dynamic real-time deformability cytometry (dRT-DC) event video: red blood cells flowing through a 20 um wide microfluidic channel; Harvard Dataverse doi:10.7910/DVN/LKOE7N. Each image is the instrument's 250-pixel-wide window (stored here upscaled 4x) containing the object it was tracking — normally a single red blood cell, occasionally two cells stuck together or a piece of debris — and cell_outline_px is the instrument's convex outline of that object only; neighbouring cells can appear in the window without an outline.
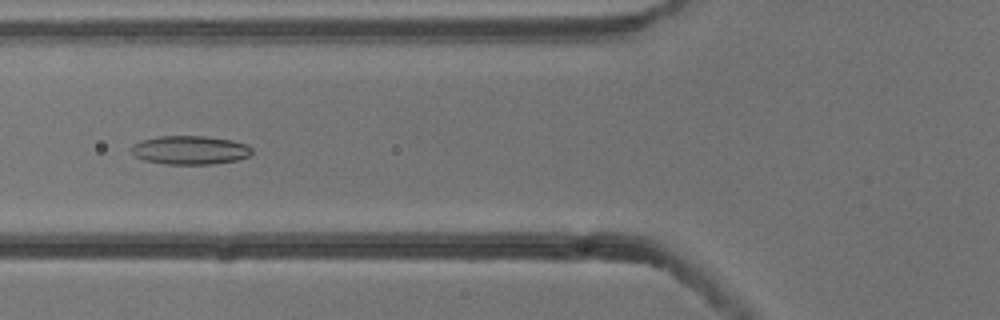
{"species": "common noctule bat (a hibernating species)", "species_latin": "Nyctalus noctula", "temperature_condition": "cold", "stored_images_in_passage": 6, "camera_frame_rate_fps": 3000, "um_per_image_px": 0.085, "animal": {"sex": "male", "body_mass_g": 13.3}, "frame": {"image": 1, "passage_image": 4, "time_ms": 1.0, "image_size_px": [1000, 320], "cell_outline_px": [[252, 152], [248, 156], [236, 160], [212, 164], [168, 164], [144, 160], [136, 156], [132, 152], [132, 144], [140, 140], [156, 136], [204, 136], [232, 140], [248, 144], [252, 148]], "centroid_in_image_um": [16.15, 12.74], "position_along_channel_um": 109.6, "area_um2": 20.17}}
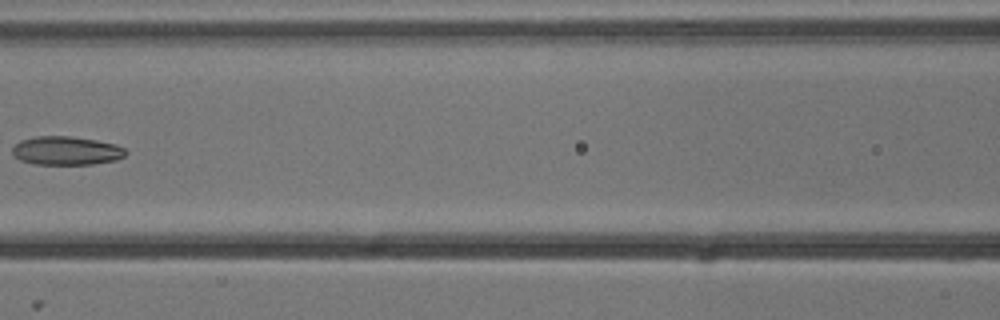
{"frame": {"image": 2, "passage_image": 5, "time_ms": 1.333, "image_size_px": [1000, 320], "cell_outline_px": [[128, 152], [124, 156], [116, 160], [92, 164], [32, 164], [20, 160], [12, 152], [12, 148], [20, 140], [36, 136], [68, 136], [96, 140], [116, 144], [124, 148]], "centroid_in_image_um": [5.64, 12.81], "position_along_channel_um": 161.0, "area_um2": 18.9}}
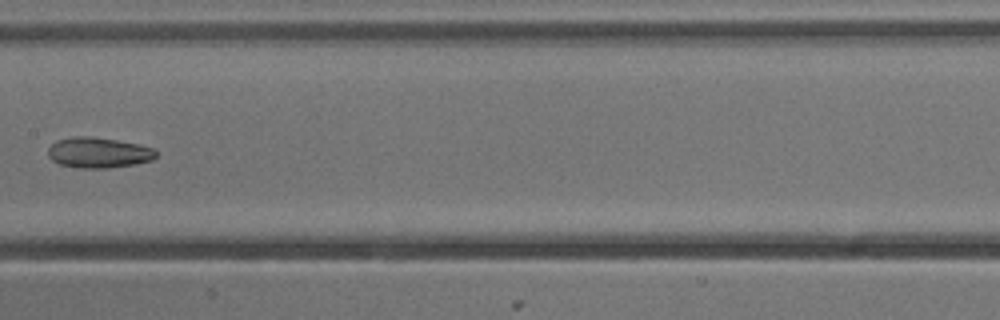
{"frame": {"image": 3, "passage_image": 6, "time_ms": 1.667, "image_size_px": [1000, 320], "cell_outline_px": [[156, 156], [152, 160], [136, 164], [108, 168], [80, 168], [60, 164], [52, 160], [48, 156], [48, 148], [56, 140], [72, 136], [92, 136], [140, 144], [156, 148]], "centroid_in_image_um": [8.39, 12.96], "position_along_channel_um": 199.0, "area_um2": 19.42}}